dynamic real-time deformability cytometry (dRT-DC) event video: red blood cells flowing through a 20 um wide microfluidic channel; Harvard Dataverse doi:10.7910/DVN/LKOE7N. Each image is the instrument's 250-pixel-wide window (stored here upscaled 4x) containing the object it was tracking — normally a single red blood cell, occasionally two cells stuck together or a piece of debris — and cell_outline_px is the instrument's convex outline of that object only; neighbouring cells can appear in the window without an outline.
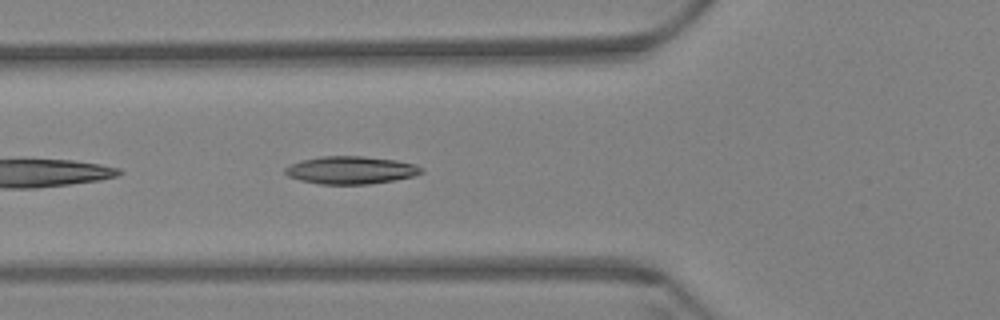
{"species": "Egyptian fruit bat (a non-hibernating species)", "species_latin": "Rousettus aegyptiacus", "temperature_condition": "warm", "stored_images_in_passage": 11, "camera_frame_rate_fps": 3000, "um_per_image_px": 0.085, "animal": {"sex": "female"}, "frame": {"image": 1, "passage_image": 5, "time_ms": 1.333, "image_size_px": [1000, 320], "cell_outline_px": [[424, 172], [416, 176], [368, 184], [320, 184], [300, 180], [288, 176], [284, 172], [284, 168], [300, 160], [320, 156], [364, 156], [396, 160], [416, 164], [424, 168]], "centroid_in_image_um": [29.85, 14.45], "position_along_channel_um": 96.0, "area_um2": 22.14}}